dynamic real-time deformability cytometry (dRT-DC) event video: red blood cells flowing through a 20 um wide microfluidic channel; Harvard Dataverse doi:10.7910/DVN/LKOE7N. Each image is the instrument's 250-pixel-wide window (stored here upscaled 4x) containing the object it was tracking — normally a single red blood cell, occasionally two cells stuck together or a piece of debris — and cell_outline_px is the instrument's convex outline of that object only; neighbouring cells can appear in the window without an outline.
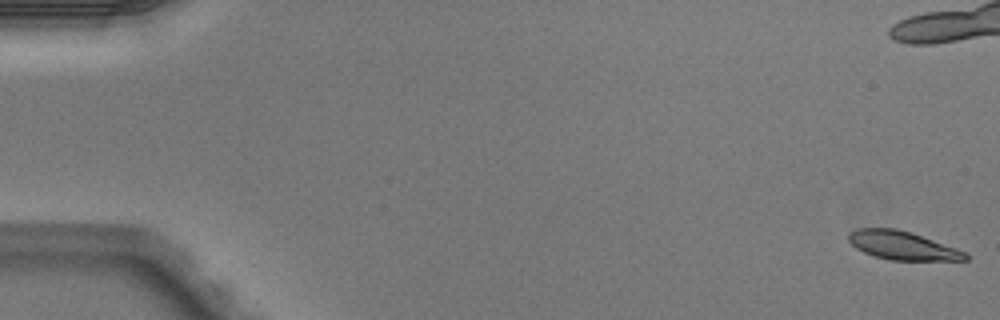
{"species": "Egyptian fruit bat (a non-hibernating species)", "species_latin": "Rousettus aegyptiacus", "temperature_condition": "warm", "stored_images_in_passage": 7, "camera_frame_rate_fps": 3000, "um_per_image_px": 0.085, "animal": {"sex": "male"}, "frame": {"image": 1, "passage_image": 1, "time_ms": 0.0, "image_size_px": [1000, 320], "cell_outline_px": [[968, 260], [888, 260], [872, 256], [856, 248], [848, 240], [848, 232], [860, 228], [896, 228], [932, 240], [964, 252], [968, 256]], "centroid_in_image_um": [76.62, 20.87], "position_along_channel_um": 8.4, "area_um2": 19.02}}